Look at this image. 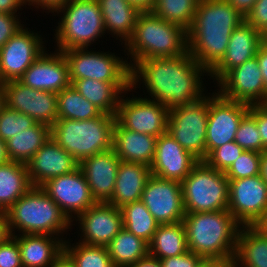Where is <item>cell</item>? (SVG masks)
<instances>
[{
  "instance_id": "cell-1",
  "label": "cell",
  "mask_w": 267,
  "mask_h": 267,
  "mask_svg": "<svg viewBox=\"0 0 267 267\" xmlns=\"http://www.w3.org/2000/svg\"><path fill=\"white\" fill-rule=\"evenodd\" d=\"M206 74L208 78L209 72L189 51L178 57L144 59L131 66V88L143 83L147 98L151 96L171 110L191 105L207 95L203 83Z\"/></svg>"
},
{
  "instance_id": "cell-2",
  "label": "cell",
  "mask_w": 267,
  "mask_h": 267,
  "mask_svg": "<svg viewBox=\"0 0 267 267\" xmlns=\"http://www.w3.org/2000/svg\"><path fill=\"white\" fill-rule=\"evenodd\" d=\"M244 21L226 0H200L187 30L190 55L210 72L224 57L232 32Z\"/></svg>"
},
{
  "instance_id": "cell-3",
  "label": "cell",
  "mask_w": 267,
  "mask_h": 267,
  "mask_svg": "<svg viewBox=\"0 0 267 267\" xmlns=\"http://www.w3.org/2000/svg\"><path fill=\"white\" fill-rule=\"evenodd\" d=\"M187 247L207 260H233L241 225L228 210L185 213Z\"/></svg>"
},
{
  "instance_id": "cell-4",
  "label": "cell",
  "mask_w": 267,
  "mask_h": 267,
  "mask_svg": "<svg viewBox=\"0 0 267 267\" xmlns=\"http://www.w3.org/2000/svg\"><path fill=\"white\" fill-rule=\"evenodd\" d=\"M122 46L126 59L130 56V67L139 60L178 57L188 51L187 30L151 10L141 11L131 37Z\"/></svg>"
},
{
  "instance_id": "cell-5",
  "label": "cell",
  "mask_w": 267,
  "mask_h": 267,
  "mask_svg": "<svg viewBox=\"0 0 267 267\" xmlns=\"http://www.w3.org/2000/svg\"><path fill=\"white\" fill-rule=\"evenodd\" d=\"M6 213L11 235L46 234L65 241L61 235L75 225L40 186H32Z\"/></svg>"
},
{
  "instance_id": "cell-6",
  "label": "cell",
  "mask_w": 267,
  "mask_h": 267,
  "mask_svg": "<svg viewBox=\"0 0 267 267\" xmlns=\"http://www.w3.org/2000/svg\"><path fill=\"white\" fill-rule=\"evenodd\" d=\"M115 121V116L105 113L88 120L58 119L51 127V137L80 163L113 148Z\"/></svg>"
},
{
  "instance_id": "cell-7",
  "label": "cell",
  "mask_w": 267,
  "mask_h": 267,
  "mask_svg": "<svg viewBox=\"0 0 267 267\" xmlns=\"http://www.w3.org/2000/svg\"><path fill=\"white\" fill-rule=\"evenodd\" d=\"M54 12L62 14L54 29L57 51L89 48L106 34L97 0H68Z\"/></svg>"
},
{
  "instance_id": "cell-8",
  "label": "cell",
  "mask_w": 267,
  "mask_h": 267,
  "mask_svg": "<svg viewBox=\"0 0 267 267\" xmlns=\"http://www.w3.org/2000/svg\"><path fill=\"white\" fill-rule=\"evenodd\" d=\"M181 185L185 213L228 209L229 179L205 161H199Z\"/></svg>"
},
{
  "instance_id": "cell-9",
  "label": "cell",
  "mask_w": 267,
  "mask_h": 267,
  "mask_svg": "<svg viewBox=\"0 0 267 267\" xmlns=\"http://www.w3.org/2000/svg\"><path fill=\"white\" fill-rule=\"evenodd\" d=\"M73 48L62 51L74 80L92 79L108 83H131V67L127 59L115 53ZM100 51V52H99ZM125 60V61H124Z\"/></svg>"
},
{
  "instance_id": "cell-10",
  "label": "cell",
  "mask_w": 267,
  "mask_h": 267,
  "mask_svg": "<svg viewBox=\"0 0 267 267\" xmlns=\"http://www.w3.org/2000/svg\"><path fill=\"white\" fill-rule=\"evenodd\" d=\"M209 95L191 105L169 110L167 132L199 161L206 159Z\"/></svg>"
},
{
  "instance_id": "cell-11",
  "label": "cell",
  "mask_w": 267,
  "mask_h": 267,
  "mask_svg": "<svg viewBox=\"0 0 267 267\" xmlns=\"http://www.w3.org/2000/svg\"><path fill=\"white\" fill-rule=\"evenodd\" d=\"M132 88L124 92L119 101L116 121L133 132L155 137L167 132L169 109L158 101L143 97L125 98ZM125 98V99H124Z\"/></svg>"
},
{
  "instance_id": "cell-12",
  "label": "cell",
  "mask_w": 267,
  "mask_h": 267,
  "mask_svg": "<svg viewBox=\"0 0 267 267\" xmlns=\"http://www.w3.org/2000/svg\"><path fill=\"white\" fill-rule=\"evenodd\" d=\"M24 27L0 48V82L2 83L19 80L24 72L46 51L44 47L46 41H43L42 35Z\"/></svg>"
},
{
  "instance_id": "cell-13",
  "label": "cell",
  "mask_w": 267,
  "mask_h": 267,
  "mask_svg": "<svg viewBox=\"0 0 267 267\" xmlns=\"http://www.w3.org/2000/svg\"><path fill=\"white\" fill-rule=\"evenodd\" d=\"M215 90L209 93V112L206 131V158L217 147L235 140L242 118L250 105L221 97Z\"/></svg>"
},
{
  "instance_id": "cell-14",
  "label": "cell",
  "mask_w": 267,
  "mask_h": 267,
  "mask_svg": "<svg viewBox=\"0 0 267 267\" xmlns=\"http://www.w3.org/2000/svg\"><path fill=\"white\" fill-rule=\"evenodd\" d=\"M267 209V183L260 175L229 179L228 211L241 226H254Z\"/></svg>"
},
{
  "instance_id": "cell-15",
  "label": "cell",
  "mask_w": 267,
  "mask_h": 267,
  "mask_svg": "<svg viewBox=\"0 0 267 267\" xmlns=\"http://www.w3.org/2000/svg\"><path fill=\"white\" fill-rule=\"evenodd\" d=\"M6 106L50 128L58 120L57 94L32 89L19 80L3 82Z\"/></svg>"
},
{
  "instance_id": "cell-16",
  "label": "cell",
  "mask_w": 267,
  "mask_h": 267,
  "mask_svg": "<svg viewBox=\"0 0 267 267\" xmlns=\"http://www.w3.org/2000/svg\"><path fill=\"white\" fill-rule=\"evenodd\" d=\"M217 84V93L225 99L265 104V85L256 56L227 72Z\"/></svg>"
},
{
  "instance_id": "cell-17",
  "label": "cell",
  "mask_w": 267,
  "mask_h": 267,
  "mask_svg": "<svg viewBox=\"0 0 267 267\" xmlns=\"http://www.w3.org/2000/svg\"><path fill=\"white\" fill-rule=\"evenodd\" d=\"M141 201L159 224L183 221L182 185L178 181L151 175L142 192Z\"/></svg>"
},
{
  "instance_id": "cell-18",
  "label": "cell",
  "mask_w": 267,
  "mask_h": 267,
  "mask_svg": "<svg viewBox=\"0 0 267 267\" xmlns=\"http://www.w3.org/2000/svg\"><path fill=\"white\" fill-rule=\"evenodd\" d=\"M40 187L71 221L96 203L79 167L71 173L47 180Z\"/></svg>"
},
{
  "instance_id": "cell-19",
  "label": "cell",
  "mask_w": 267,
  "mask_h": 267,
  "mask_svg": "<svg viewBox=\"0 0 267 267\" xmlns=\"http://www.w3.org/2000/svg\"><path fill=\"white\" fill-rule=\"evenodd\" d=\"M75 219L81 231L78 242L87 245L107 246L123 228L121 209L108 202H96Z\"/></svg>"
},
{
  "instance_id": "cell-20",
  "label": "cell",
  "mask_w": 267,
  "mask_h": 267,
  "mask_svg": "<svg viewBox=\"0 0 267 267\" xmlns=\"http://www.w3.org/2000/svg\"><path fill=\"white\" fill-rule=\"evenodd\" d=\"M45 51L19 78L24 85L42 91L61 92L71 85L67 61L61 51Z\"/></svg>"
},
{
  "instance_id": "cell-21",
  "label": "cell",
  "mask_w": 267,
  "mask_h": 267,
  "mask_svg": "<svg viewBox=\"0 0 267 267\" xmlns=\"http://www.w3.org/2000/svg\"><path fill=\"white\" fill-rule=\"evenodd\" d=\"M199 162L190 152L186 151L169 132L157 137L155 156L150 165L152 175L182 182Z\"/></svg>"
},
{
  "instance_id": "cell-22",
  "label": "cell",
  "mask_w": 267,
  "mask_h": 267,
  "mask_svg": "<svg viewBox=\"0 0 267 267\" xmlns=\"http://www.w3.org/2000/svg\"><path fill=\"white\" fill-rule=\"evenodd\" d=\"M121 159L111 150L94 154L79 163L96 202H109L114 192Z\"/></svg>"
},
{
  "instance_id": "cell-23",
  "label": "cell",
  "mask_w": 267,
  "mask_h": 267,
  "mask_svg": "<svg viewBox=\"0 0 267 267\" xmlns=\"http://www.w3.org/2000/svg\"><path fill=\"white\" fill-rule=\"evenodd\" d=\"M79 163L52 137L33 155L27 163L33 186H41L47 180L73 172Z\"/></svg>"
},
{
  "instance_id": "cell-24",
  "label": "cell",
  "mask_w": 267,
  "mask_h": 267,
  "mask_svg": "<svg viewBox=\"0 0 267 267\" xmlns=\"http://www.w3.org/2000/svg\"><path fill=\"white\" fill-rule=\"evenodd\" d=\"M262 44V34L246 21L234 29L222 60L209 72L217 83L227 72L254 58Z\"/></svg>"
},
{
  "instance_id": "cell-25",
  "label": "cell",
  "mask_w": 267,
  "mask_h": 267,
  "mask_svg": "<svg viewBox=\"0 0 267 267\" xmlns=\"http://www.w3.org/2000/svg\"><path fill=\"white\" fill-rule=\"evenodd\" d=\"M157 137L123 128L117 121L113 127V149L126 162L150 166L154 160Z\"/></svg>"
},
{
  "instance_id": "cell-26",
  "label": "cell",
  "mask_w": 267,
  "mask_h": 267,
  "mask_svg": "<svg viewBox=\"0 0 267 267\" xmlns=\"http://www.w3.org/2000/svg\"><path fill=\"white\" fill-rule=\"evenodd\" d=\"M20 249L23 267H50L62 253L64 241L46 234L12 235Z\"/></svg>"
},
{
  "instance_id": "cell-27",
  "label": "cell",
  "mask_w": 267,
  "mask_h": 267,
  "mask_svg": "<svg viewBox=\"0 0 267 267\" xmlns=\"http://www.w3.org/2000/svg\"><path fill=\"white\" fill-rule=\"evenodd\" d=\"M152 175L150 166L122 161L119 164L111 205L118 208L141 200L144 187Z\"/></svg>"
},
{
  "instance_id": "cell-28",
  "label": "cell",
  "mask_w": 267,
  "mask_h": 267,
  "mask_svg": "<svg viewBox=\"0 0 267 267\" xmlns=\"http://www.w3.org/2000/svg\"><path fill=\"white\" fill-rule=\"evenodd\" d=\"M103 16L105 32L119 42L131 37L141 10L128 0H97ZM120 38V39H119Z\"/></svg>"
},
{
  "instance_id": "cell-29",
  "label": "cell",
  "mask_w": 267,
  "mask_h": 267,
  "mask_svg": "<svg viewBox=\"0 0 267 267\" xmlns=\"http://www.w3.org/2000/svg\"><path fill=\"white\" fill-rule=\"evenodd\" d=\"M71 85L102 113L113 116L117 113L121 96L131 88V83H108L92 79L74 80Z\"/></svg>"
},
{
  "instance_id": "cell-30",
  "label": "cell",
  "mask_w": 267,
  "mask_h": 267,
  "mask_svg": "<svg viewBox=\"0 0 267 267\" xmlns=\"http://www.w3.org/2000/svg\"><path fill=\"white\" fill-rule=\"evenodd\" d=\"M233 263L234 267H267V236L253 226H241Z\"/></svg>"
},
{
  "instance_id": "cell-31",
  "label": "cell",
  "mask_w": 267,
  "mask_h": 267,
  "mask_svg": "<svg viewBox=\"0 0 267 267\" xmlns=\"http://www.w3.org/2000/svg\"><path fill=\"white\" fill-rule=\"evenodd\" d=\"M32 186L27 164L9 161L0 165V205L5 211Z\"/></svg>"
},
{
  "instance_id": "cell-32",
  "label": "cell",
  "mask_w": 267,
  "mask_h": 267,
  "mask_svg": "<svg viewBox=\"0 0 267 267\" xmlns=\"http://www.w3.org/2000/svg\"><path fill=\"white\" fill-rule=\"evenodd\" d=\"M187 251L186 229L183 221L159 224L149 242V255L157 259L179 256Z\"/></svg>"
},
{
  "instance_id": "cell-33",
  "label": "cell",
  "mask_w": 267,
  "mask_h": 267,
  "mask_svg": "<svg viewBox=\"0 0 267 267\" xmlns=\"http://www.w3.org/2000/svg\"><path fill=\"white\" fill-rule=\"evenodd\" d=\"M50 137L51 128L44 124L36 123L6 141L9 159L27 164Z\"/></svg>"
},
{
  "instance_id": "cell-34",
  "label": "cell",
  "mask_w": 267,
  "mask_h": 267,
  "mask_svg": "<svg viewBox=\"0 0 267 267\" xmlns=\"http://www.w3.org/2000/svg\"><path fill=\"white\" fill-rule=\"evenodd\" d=\"M106 247L117 267H129L149 255V243L124 227Z\"/></svg>"
},
{
  "instance_id": "cell-35",
  "label": "cell",
  "mask_w": 267,
  "mask_h": 267,
  "mask_svg": "<svg viewBox=\"0 0 267 267\" xmlns=\"http://www.w3.org/2000/svg\"><path fill=\"white\" fill-rule=\"evenodd\" d=\"M57 104L58 119L88 120L102 114L94 104L80 95L72 85L57 93Z\"/></svg>"
},
{
  "instance_id": "cell-36",
  "label": "cell",
  "mask_w": 267,
  "mask_h": 267,
  "mask_svg": "<svg viewBox=\"0 0 267 267\" xmlns=\"http://www.w3.org/2000/svg\"><path fill=\"white\" fill-rule=\"evenodd\" d=\"M123 227L136 236L150 242L159 226L153 215L141 201H134L120 208Z\"/></svg>"
},
{
  "instance_id": "cell-37",
  "label": "cell",
  "mask_w": 267,
  "mask_h": 267,
  "mask_svg": "<svg viewBox=\"0 0 267 267\" xmlns=\"http://www.w3.org/2000/svg\"><path fill=\"white\" fill-rule=\"evenodd\" d=\"M68 240L64 241L63 251L76 267H117L110 259L106 246L87 245L80 242L71 245Z\"/></svg>"
},
{
  "instance_id": "cell-38",
  "label": "cell",
  "mask_w": 267,
  "mask_h": 267,
  "mask_svg": "<svg viewBox=\"0 0 267 267\" xmlns=\"http://www.w3.org/2000/svg\"><path fill=\"white\" fill-rule=\"evenodd\" d=\"M200 0H156L151 11L165 21L188 30Z\"/></svg>"
},
{
  "instance_id": "cell-39",
  "label": "cell",
  "mask_w": 267,
  "mask_h": 267,
  "mask_svg": "<svg viewBox=\"0 0 267 267\" xmlns=\"http://www.w3.org/2000/svg\"><path fill=\"white\" fill-rule=\"evenodd\" d=\"M36 123L31 117L6 106L0 113V138L6 142Z\"/></svg>"
},
{
  "instance_id": "cell-40",
  "label": "cell",
  "mask_w": 267,
  "mask_h": 267,
  "mask_svg": "<svg viewBox=\"0 0 267 267\" xmlns=\"http://www.w3.org/2000/svg\"><path fill=\"white\" fill-rule=\"evenodd\" d=\"M234 141L244 150L260 153L264 151L256 120L249 113L242 118Z\"/></svg>"
},
{
  "instance_id": "cell-41",
  "label": "cell",
  "mask_w": 267,
  "mask_h": 267,
  "mask_svg": "<svg viewBox=\"0 0 267 267\" xmlns=\"http://www.w3.org/2000/svg\"><path fill=\"white\" fill-rule=\"evenodd\" d=\"M261 153L244 150L225 172L228 179L260 175Z\"/></svg>"
},
{
  "instance_id": "cell-42",
  "label": "cell",
  "mask_w": 267,
  "mask_h": 267,
  "mask_svg": "<svg viewBox=\"0 0 267 267\" xmlns=\"http://www.w3.org/2000/svg\"><path fill=\"white\" fill-rule=\"evenodd\" d=\"M243 151L235 141H231L215 148L204 161L210 167L226 172Z\"/></svg>"
},
{
  "instance_id": "cell-43",
  "label": "cell",
  "mask_w": 267,
  "mask_h": 267,
  "mask_svg": "<svg viewBox=\"0 0 267 267\" xmlns=\"http://www.w3.org/2000/svg\"><path fill=\"white\" fill-rule=\"evenodd\" d=\"M0 267H23L18 241L13 236L0 245Z\"/></svg>"
},
{
  "instance_id": "cell-44",
  "label": "cell",
  "mask_w": 267,
  "mask_h": 267,
  "mask_svg": "<svg viewBox=\"0 0 267 267\" xmlns=\"http://www.w3.org/2000/svg\"><path fill=\"white\" fill-rule=\"evenodd\" d=\"M18 16V14L0 13V48L24 26Z\"/></svg>"
},
{
  "instance_id": "cell-45",
  "label": "cell",
  "mask_w": 267,
  "mask_h": 267,
  "mask_svg": "<svg viewBox=\"0 0 267 267\" xmlns=\"http://www.w3.org/2000/svg\"><path fill=\"white\" fill-rule=\"evenodd\" d=\"M245 21L263 34L267 30V0H257Z\"/></svg>"
},
{
  "instance_id": "cell-46",
  "label": "cell",
  "mask_w": 267,
  "mask_h": 267,
  "mask_svg": "<svg viewBox=\"0 0 267 267\" xmlns=\"http://www.w3.org/2000/svg\"><path fill=\"white\" fill-rule=\"evenodd\" d=\"M158 260L161 267H198L204 259L198 254L188 250L179 256H172Z\"/></svg>"
},
{
  "instance_id": "cell-47",
  "label": "cell",
  "mask_w": 267,
  "mask_h": 267,
  "mask_svg": "<svg viewBox=\"0 0 267 267\" xmlns=\"http://www.w3.org/2000/svg\"><path fill=\"white\" fill-rule=\"evenodd\" d=\"M248 113L256 120L265 151L267 150V104L250 105Z\"/></svg>"
},
{
  "instance_id": "cell-48",
  "label": "cell",
  "mask_w": 267,
  "mask_h": 267,
  "mask_svg": "<svg viewBox=\"0 0 267 267\" xmlns=\"http://www.w3.org/2000/svg\"><path fill=\"white\" fill-rule=\"evenodd\" d=\"M28 6L37 9H44L45 12L52 13L56 8L64 5L68 0H25Z\"/></svg>"
},
{
  "instance_id": "cell-49",
  "label": "cell",
  "mask_w": 267,
  "mask_h": 267,
  "mask_svg": "<svg viewBox=\"0 0 267 267\" xmlns=\"http://www.w3.org/2000/svg\"><path fill=\"white\" fill-rule=\"evenodd\" d=\"M265 85V104H267V47L261 44L256 54Z\"/></svg>"
},
{
  "instance_id": "cell-50",
  "label": "cell",
  "mask_w": 267,
  "mask_h": 267,
  "mask_svg": "<svg viewBox=\"0 0 267 267\" xmlns=\"http://www.w3.org/2000/svg\"><path fill=\"white\" fill-rule=\"evenodd\" d=\"M24 5H27L25 0H0V13L17 14Z\"/></svg>"
},
{
  "instance_id": "cell-51",
  "label": "cell",
  "mask_w": 267,
  "mask_h": 267,
  "mask_svg": "<svg viewBox=\"0 0 267 267\" xmlns=\"http://www.w3.org/2000/svg\"><path fill=\"white\" fill-rule=\"evenodd\" d=\"M229 2L241 15H246L251 11L257 0H226Z\"/></svg>"
},
{
  "instance_id": "cell-52",
  "label": "cell",
  "mask_w": 267,
  "mask_h": 267,
  "mask_svg": "<svg viewBox=\"0 0 267 267\" xmlns=\"http://www.w3.org/2000/svg\"><path fill=\"white\" fill-rule=\"evenodd\" d=\"M7 216H0V245L11 237Z\"/></svg>"
},
{
  "instance_id": "cell-53",
  "label": "cell",
  "mask_w": 267,
  "mask_h": 267,
  "mask_svg": "<svg viewBox=\"0 0 267 267\" xmlns=\"http://www.w3.org/2000/svg\"><path fill=\"white\" fill-rule=\"evenodd\" d=\"M198 267H234V263H233V260L204 259Z\"/></svg>"
},
{
  "instance_id": "cell-54",
  "label": "cell",
  "mask_w": 267,
  "mask_h": 267,
  "mask_svg": "<svg viewBox=\"0 0 267 267\" xmlns=\"http://www.w3.org/2000/svg\"><path fill=\"white\" fill-rule=\"evenodd\" d=\"M50 267H76L71 258L64 252L54 260Z\"/></svg>"
},
{
  "instance_id": "cell-55",
  "label": "cell",
  "mask_w": 267,
  "mask_h": 267,
  "mask_svg": "<svg viewBox=\"0 0 267 267\" xmlns=\"http://www.w3.org/2000/svg\"><path fill=\"white\" fill-rule=\"evenodd\" d=\"M129 267H161V265L157 258L148 255Z\"/></svg>"
},
{
  "instance_id": "cell-56",
  "label": "cell",
  "mask_w": 267,
  "mask_h": 267,
  "mask_svg": "<svg viewBox=\"0 0 267 267\" xmlns=\"http://www.w3.org/2000/svg\"><path fill=\"white\" fill-rule=\"evenodd\" d=\"M133 5L137 6L141 11L151 10L156 0H128Z\"/></svg>"
},
{
  "instance_id": "cell-57",
  "label": "cell",
  "mask_w": 267,
  "mask_h": 267,
  "mask_svg": "<svg viewBox=\"0 0 267 267\" xmlns=\"http://www.w3.org/2000/svg\"><path fill=\"white\" fill-rule=\"evenodd\" d=\"M253 227H255L264 236H267V209Z\"/></svg>"
},
{
  "instance_id": "cell-58",
  "label": "cell",
  "mask_w": 267,
  "mask_h": 267,
  "mask_svg": "<svg viewBox=\"0 0 267 267\" xmlns=\"http://www.w3.org/2000/svg\"><path fill=\"white\" fill-rule=\"evenodd\" d=\"M260 176L267 183V150L261 153Z\"/></svg>"
},
{
  "instance_id": "cell-59",
  "label": "cell",
  "mask_w": 267,
  "mask_h": 267,
  "mask_svg": "<svg viewBox=\"0 0 267 267\" xmlns=\"http://www.w3.org/2000/svg\"><path fill=\"white\" fill-rule=\"evenodd\" d=\"M11 161L7 153L6 142L0 138V165Z\"/></svg>"
},
{
  "instance_id": "cell-60",
  "label": "cell",
  "mask_w": 267,
  "mask_h": 267,
  "mask_svg": "<svg viewBox=\"0 0 267 267\" xmlns=\"http://www.w3.org/2000/svg\"><path fill=\"white\" fill-rule=\"evenodd\" d=\"M6 107V94L3 83L0 82V113Z\"/></svg>"
},
{
  "instance_id": "cell-61",
  "label": "cell",
  "mask_w": 267,
  "mask_h": 267,
  "mask_svg": "<svg viewBox=\"0 0 267 267\" xmlns=\"http://www.w3.org/2000/svg\"><path fill=\"white\" fill-rule=\"evenodd\" d=\"M262 44L267 47V30L262 34Z\"/></svg>"
},
{
  "instance_id": "cell-62",
  "label": "cell",
  "mask_w": 267,
  "mask_h": 267,
  "mask_svg": "<svg viewBox=\"0 0 267 267\" xmlns=\"http://www.w3.org/2000/svg\"><path fill=\"white\" fill-rule=\"evenodd\" d=\"M0 216H7L6 211L0 205Z\"/></svg>"
}]
</instances>
